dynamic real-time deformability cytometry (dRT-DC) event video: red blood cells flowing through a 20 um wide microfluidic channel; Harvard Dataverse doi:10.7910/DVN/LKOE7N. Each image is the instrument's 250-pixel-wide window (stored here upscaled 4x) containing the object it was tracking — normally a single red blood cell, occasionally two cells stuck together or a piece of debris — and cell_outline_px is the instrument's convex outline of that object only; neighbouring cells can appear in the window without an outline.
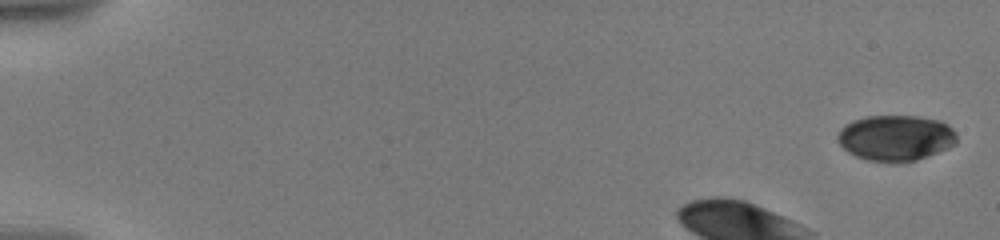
{"species": "human", "species_latin": "Homo sapiens", "temperature_condition": "warm", "stored_images_in_passage": 17, "camera_frame_rate_fps": 3000, "um_per_image_px": 0.085, "donor": {"sex": "male"}, "frame": {"image": 1, "passage_image": 1, "time_ms": 0.0, "image_size_px": [1000, 240], "cell_outline_px": [[956, 144], [948, 148], [916, 160], [896, 164], [888, 164], [868, 160], [856, 156], [848, 152], [840, 144], [836, 136], [844, 124], [852, 120], [868, 116], [916, 116], [940, 120], [948, 124], [956, 132]], "centroid_in_image_um": [76.13, 11.73], "position_along_channel_um": 8.9, "area_um2": 32.19}}
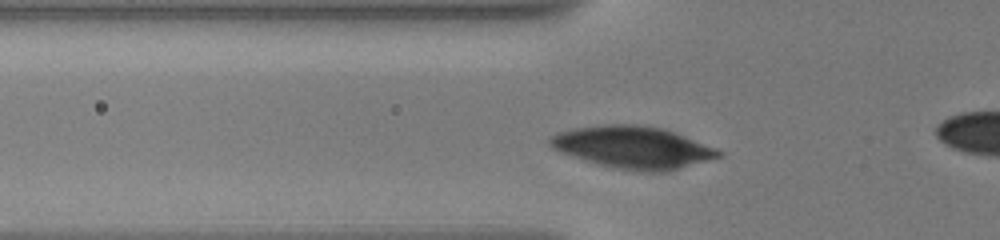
{"frame": {"image": 2, "passage_image": 16, "time_ms": 4.667, "image_size_px": [1000, 240], "cell_outline_px": [[724, 152], [720, 156], [668, 172], [636, 172], [612, 168], [560, 152], [552, 148], [548, 144], [548, 140], [552, 136], [560, 132], [572, 128], [604, 124], [636, 124], [664, 128], [716, 148]], "centroid_in_image_um": [53.79, 12.53], "position_along_channel_um": 72.0, "area_um2": 41.5}}